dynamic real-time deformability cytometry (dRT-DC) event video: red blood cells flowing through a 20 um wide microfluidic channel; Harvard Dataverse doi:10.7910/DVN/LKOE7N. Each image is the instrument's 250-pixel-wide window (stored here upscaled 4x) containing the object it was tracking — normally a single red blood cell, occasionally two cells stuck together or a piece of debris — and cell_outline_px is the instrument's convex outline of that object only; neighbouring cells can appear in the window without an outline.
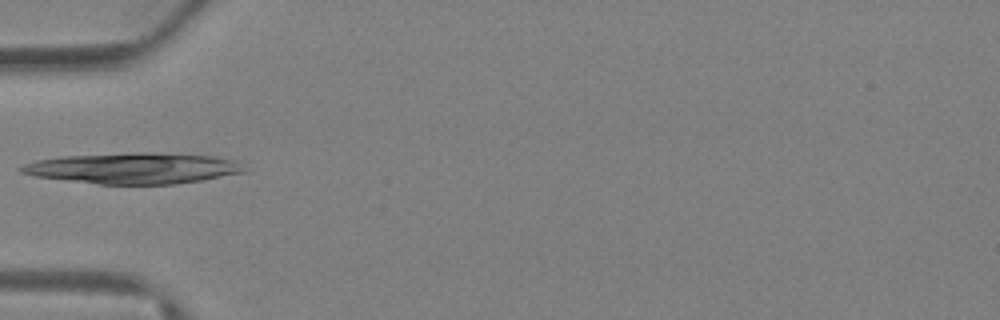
{"species": "Egyptian fruit bat (a non-hibernating species)", "species_latin": "Rousettus aegyptiacus", "temperature_condition": "warm", "stored_images_in_passage": 26, "camera_frame_rate_fps": 3000, "um_per_image_px": 0.085, "animal": {"sex": "female"}, "frame": {"image": 1, "passage_image": 1, "time_ms": 0.0, "image_size_px": [1000, 320], "cell_outline_px": [[248, 172], [176, 184], [100, 184], [36, 176], [20, 172], [16, 168], [24, 164], [36, 160], [64, 156], [136, 152], [148, 152], [212, 156], [236, 160]], "centroid_in_image_um": [11.34, 14.29], "position_along_channel_um": 73.7, "area_um2": 40.0}}
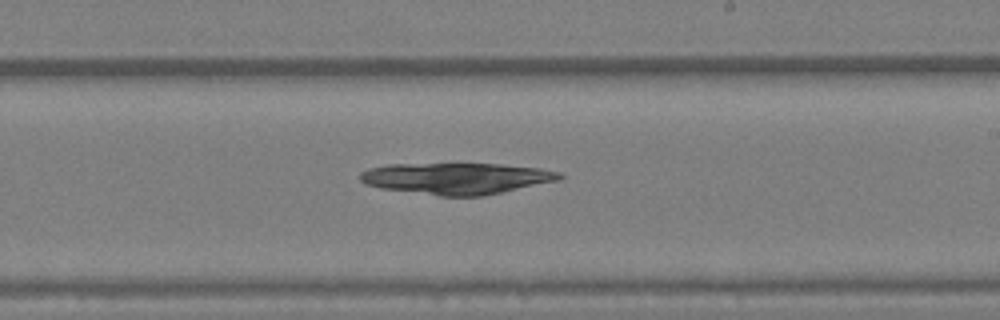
{"frame": {"image": 2, "passage_image": 11, "time_ms": 3.333, "image_size_px": [1000, 320], "cell_outline_px": [[564, 176], [560, 180], [484, 196], [440, 196], [380, 188], [364, 184], [360, 180], [360, 172], [368, 168], [388, 164], [500, 164], [540, 168], [560, 172]], "centroid_in_image_um": [38.8, 15.16], "position_along_channel_um": 250.2, "area_um2": 36.59}}
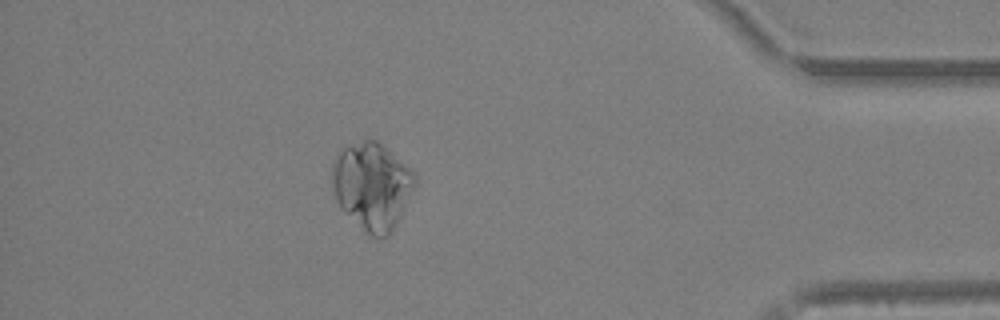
{"frame": {"image": 3, "passage_image": 22, "time_ms": 7.0, "image_size_px": [1000, 320], "cell_outline_px": [[416, 184], [392, 232], [388, 236], [368, 236], [340, 208], [336, 200], [332, 184], [332, 164], [340, 152], [344, 148], [364, 140], [376, 140], [416, 172]], "centroid_in_image_um": [31.63, 15.83], "position_along_channel_um": 403.6, "area_um2": 41.79}}